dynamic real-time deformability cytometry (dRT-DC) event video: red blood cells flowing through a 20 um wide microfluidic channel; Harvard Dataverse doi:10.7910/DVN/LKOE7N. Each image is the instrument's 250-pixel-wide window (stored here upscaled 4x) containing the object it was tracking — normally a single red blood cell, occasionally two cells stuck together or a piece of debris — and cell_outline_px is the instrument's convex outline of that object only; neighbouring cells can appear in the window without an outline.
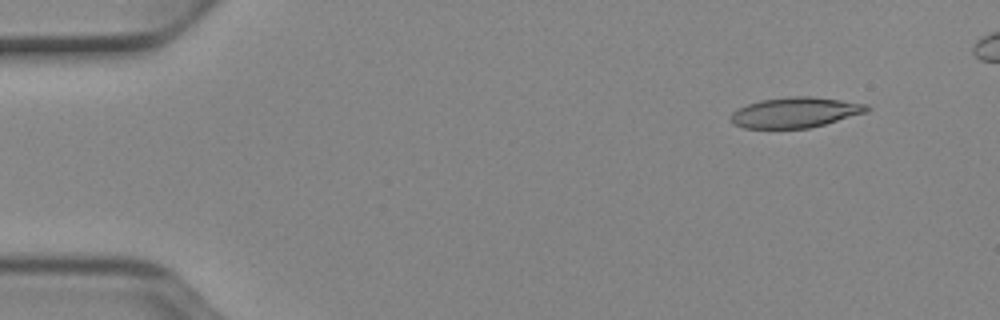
{"species": "Egyptian fruit bat (a non-hibernating species)", "species_latin": "Rousettus aegyptiacus", "temperature_condition": "cold", "stored_images_in_passage": 50, "camera_frame_rate_fps": 3000, "um_per_image_px": 0.085, "animal": {"sex": "female"}, "frame": {"image": 1, "passage_image": 5, "time_ms": 1.333, "image_size_px": [1000, 320], "cell_outline_px": [[872, 108], [868, 112], [824, 124], [808, 128], [744, 128], [732, 124], [732, 112], [748, 104], [760, 100], [788, 96], [812, 96], [868, 104]], "centroid_in_image_um": [67.63, 9.55], "position_along_channel_um": 17.4, "area_um2": 24.04}}
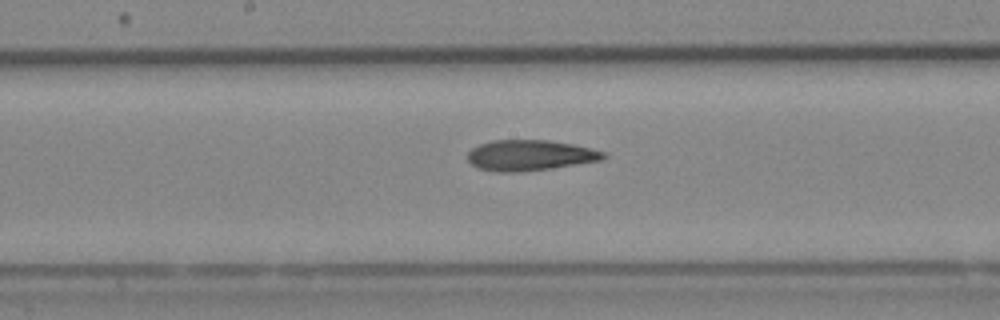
{"frame": {"image": 2, "passage_image": 27, "time_ms": 8.667, "image_size_px": [1000, 320], "cell_outline_px": [[608, 156], [604, 160], [548, 168], [516, 172], [496, 172], [476, 168], [468, 160], [468, 152], [472, 148], [480, 144], [492, 140], [548, 140], [572, 144], [604, 152]], "centroid_in_image_um": [45.02, 13.2], "position_along_channel_um": 203.2, "area_um2": 24.1}}
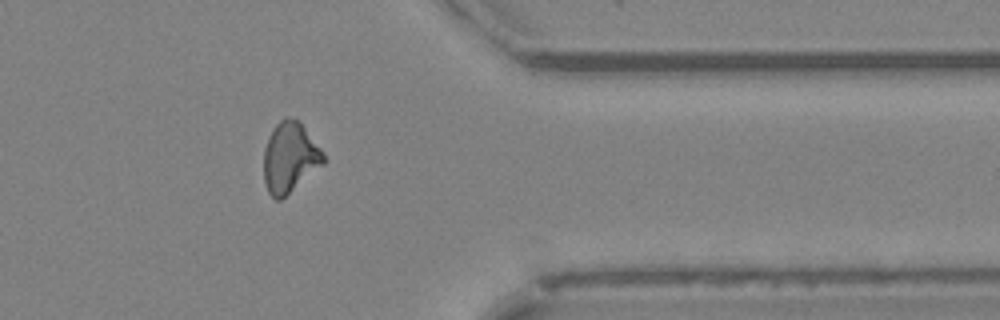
{"frame": {"image": 3, "passage_image": 42, "time_ms": 13.667, "image_size_px": [1000, 320], "cell_outline_px": [[324, 164], [280, 200], [276, 200], [268, 192], [264, 180], [264, 148], [268, 136], [272, 128], [284, 116], [300, 120], [324, 152]], "centroid_in_image_um": [24.63, 13.34], "position_along_channel_um": 386.8, "area_um2": 24.62}, "authors_computed_cell_mechanics": {"area_um2": 24.2471, "velocity_mm_per_s": 3.9262, "shape_relaxation_time_tau1_ms": null, "shape_relaxation_time_tau2_ms": 5.2037, "deformation_change_tau1": null, "deformation_change_tau2": 0.1511}}